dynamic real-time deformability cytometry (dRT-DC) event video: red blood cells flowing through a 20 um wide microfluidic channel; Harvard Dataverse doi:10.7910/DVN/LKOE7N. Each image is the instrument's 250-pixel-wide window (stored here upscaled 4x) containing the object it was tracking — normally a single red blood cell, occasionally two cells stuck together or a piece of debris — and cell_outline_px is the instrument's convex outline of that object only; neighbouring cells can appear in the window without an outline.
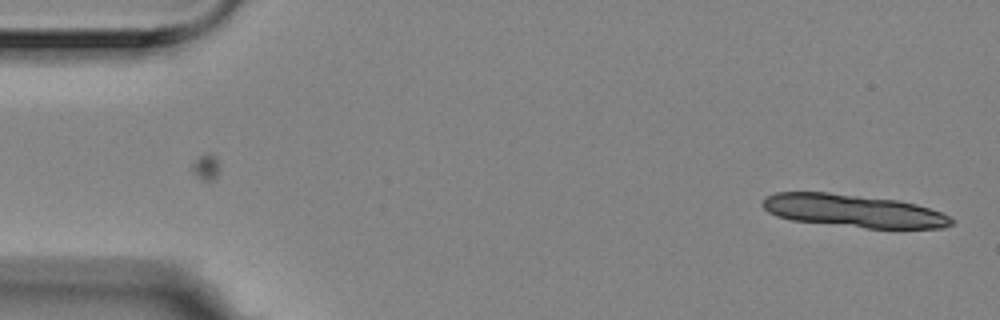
{"species": "Egyptian fruit bat (a non-hibernating species)", "species_latin": "Rousettus aegyptiacus", "temperature_condition": "room temperature", "stored_images_in_passage": 11, "segment_of_instrument_passage": [1, 2], "camera_frame_rate_fps": 3000, "um_per_image_px": 0.085, "animal": {"sex": "female"}, "frame": {"image": 1, "passage_image": 1, "time_ms": 0.0, "image_size_px": [1000, 320], "cell_outline_px": [[956, 220], [952, 224], [944, 228], [864, 228], [792, 220], [776, 216], [768, 212], [760, 204], [764, 196], [776, 192], [828, 192], [896, 200], [916, 204], [940, 212]], "centroid_in_image_um": [72.49, 17.92], "position_along_channel_um": 12.5, "area_um2": 36.13}}